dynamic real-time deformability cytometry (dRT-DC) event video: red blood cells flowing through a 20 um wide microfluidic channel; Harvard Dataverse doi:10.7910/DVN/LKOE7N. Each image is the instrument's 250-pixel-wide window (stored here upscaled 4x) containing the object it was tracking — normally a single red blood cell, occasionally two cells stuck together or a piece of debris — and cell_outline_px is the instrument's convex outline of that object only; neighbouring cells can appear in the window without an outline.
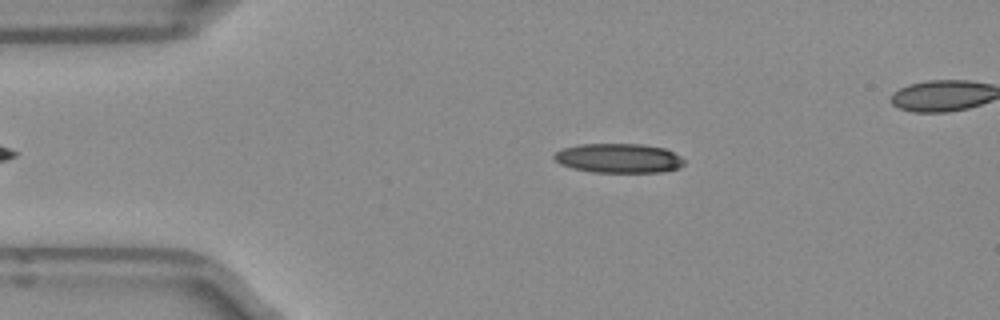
{"species": "Egyptian fruit bat (a non-hibernating species)", "species_latin": "Rousettus aegyptiacus", "temperature_condition": "room temperature", "stored_images_in_passage": 47, "camera_frame_rate_fps": 3000, "um_per_image_px": 0.085, "frame": {"image": 1, "passage_image": 9, "time_ms": 2.667, "image_size_px": [1000, 320], "cell_outline_px": [[684, 164], [680, 168], [660, 172], [592, 172], [572, 168], [560, 164], [552, 156], [556, 152], [564, 148], [580, 144], [644, 144], [664, 148], [680, 156], [684, 160]], "centroid_in_image_um": [52.59, 13.45], "position_along_channel_um": 32.4, "area_um2": 22.25}}
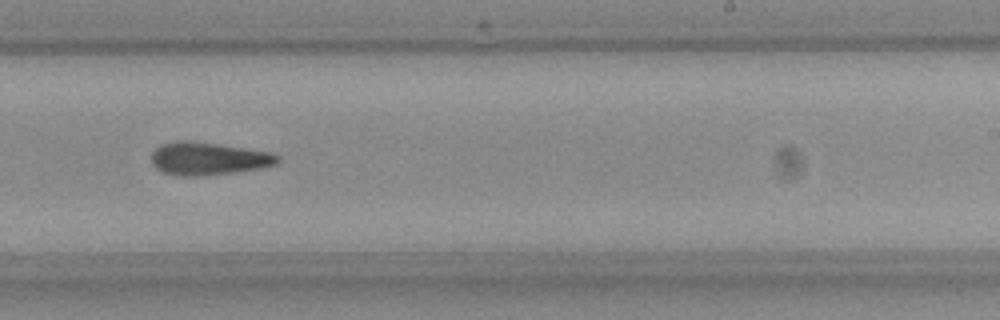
{"frame": {"image": 2, "passage_image": 30, "time_ms": 9.667, "image_size_px": [1000, 320], "cell_outline_px": [[280, 160], [276, 164], [260, 168], [228, 172], [192, 176], [184, 176], [164, 172], [156, 168], [152, 164], [152, 152], [160, 144], [176, 140], [184, 140], [216, 144], [272, 152], [280, 156]], "centroid_in_image_um": [17.69, 13.46], "position_along_channel_um": 271.3, "area_um2": 23.7}}
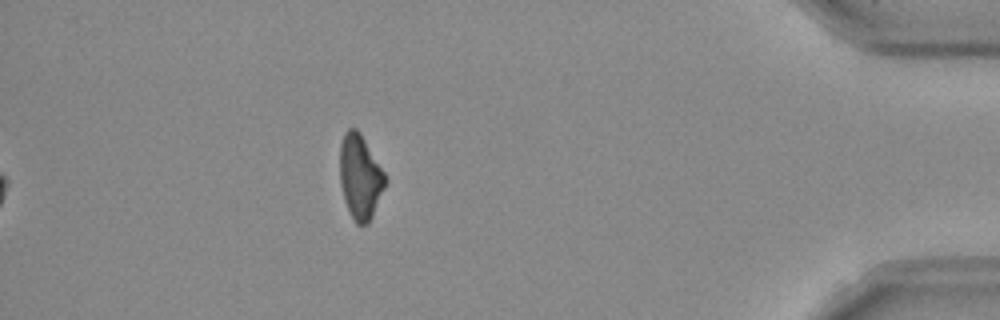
{"frame": {"image": 3, "passage_image": 44, "time_ms": 14.333, "image_size_px": [1000, 320], "cell_outline_px": [[388, 180], [372, 216], [368, 224], [356, 224], [344, 200], [340, 184], [340, 144], [344, 132], [348, 128], [356, 128], [360, 132], [384, 172]], "centroid_in_image_um": [30.61, 15.01], "position_along_channel_um": 404.6, "area_um2": 22.25}, "authors_computed_cell_mechanics": {"area_um2": 23.1778, "velocity_mm_per_s": 3.9638, "shape_relaxation_time_tau1_ms": null, "shape_relaxation_time_tau2_ms": 6.6278, "deformation_change_tau1": null, "deformation_change_tau2": 0.1823}}